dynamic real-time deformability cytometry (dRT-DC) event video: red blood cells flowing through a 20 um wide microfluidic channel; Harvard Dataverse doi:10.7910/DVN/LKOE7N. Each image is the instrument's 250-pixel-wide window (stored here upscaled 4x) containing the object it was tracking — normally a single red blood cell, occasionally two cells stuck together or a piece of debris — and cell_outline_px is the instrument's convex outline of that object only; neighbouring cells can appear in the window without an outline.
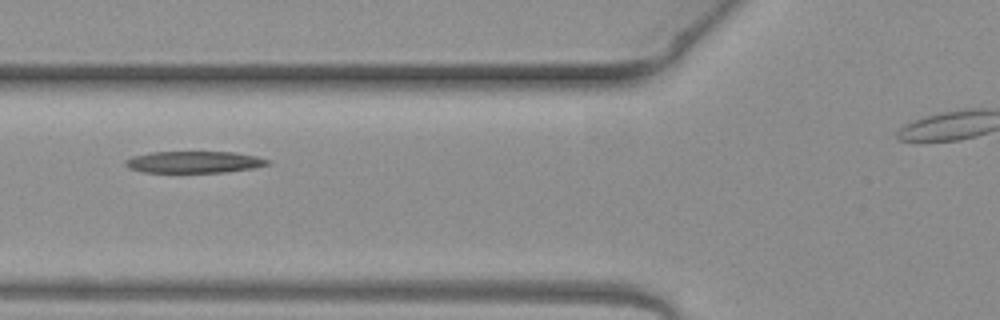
{"species": "common noctule bat (a hibernating species)", "species_latin": "Nyctalus noctula", "temperature_condition": "warm", "stored_images_in_passage": 2, "camera_frame_rate_fps": 3000, "um_per_image_px": 0.085, "animal": {"sex": "female", "body_mass_g": 19.3, "forearm_length_mm": 54.1}, "frame": {"image": 1, "passage_image": 2, "time_ms": 0.333, "image_size_px": [1000, 320], "cell_outline_px": [[272, 164], [252, 168], [224, 172], [144, 172], [128, 168], [124, 164], [124, 160], [132, 156], [152, 152], [236, 152], [256, 156], [268, 160]], "centroid_in_image_um": [16.48, 13.77], "position_along_channel_um": 109.3, "area_um2": 17.98}}